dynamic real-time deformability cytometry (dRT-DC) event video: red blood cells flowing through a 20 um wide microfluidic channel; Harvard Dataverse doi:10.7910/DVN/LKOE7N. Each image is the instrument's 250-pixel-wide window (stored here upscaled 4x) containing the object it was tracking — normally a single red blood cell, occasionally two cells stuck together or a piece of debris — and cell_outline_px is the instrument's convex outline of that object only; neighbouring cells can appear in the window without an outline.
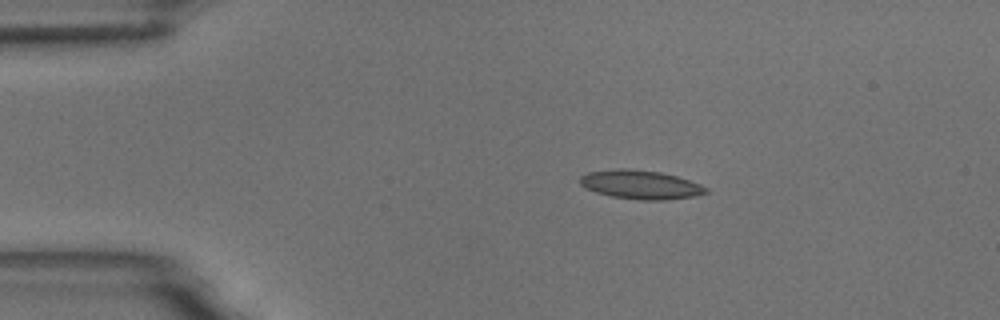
{"species": "common noctule bat (a hibernating species)", "species_latin": "Nyctalus noctula", "temperature_condition": "room temperature", "stored_images_in_passage": 6, "camera_frame_rate_fps": 3000, "um_per_image_px": 0.085, "animal": {"sex": "male", "body_mass_g": 18.8}, "frame": {"image": 1, "passage_image": 2, "time_ms": 1.0, "image_size_px": [1000, 320], "cell_outline_px": [[708, 192], [696, 196], [668, 200], [640, 200], [612, 196], [596, 192], [584, 188], [580, 184], [580, 176], [588, 172], [620, 168], [624, 168], [660, 172], [676, 176], [700, 184], [708, 188]], "centroid_in_image_um": [54.45, 15.7], "position_along_channel_um": 30.6, "area_um2": 21.15}}
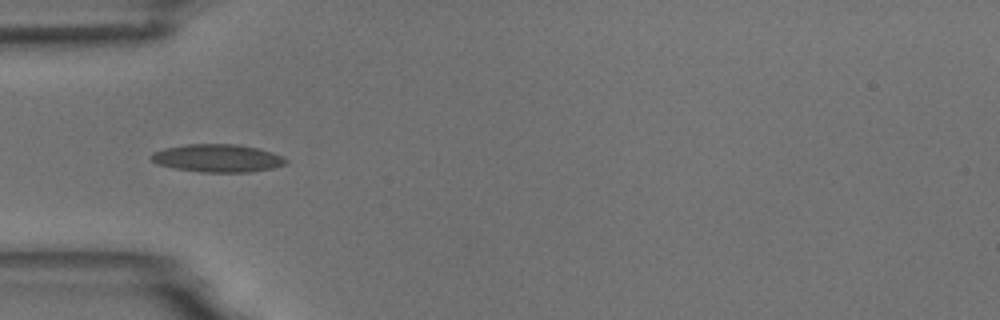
{"frame": {"image": 2, "passage_image": 4, "time_ms": 3.333, "image_size_px": [1000, 320], "cell_outline_px": [[288, 160], [284, 164], [272, 168], [252, 172], [200, 172], [176, 168], [156, 164], [148, 156], [152, 152], [164, 148], [188, 144], [236, 144], [256, 148], [272, 152], [284, 156]], "centroid_in_image_um": [18.47, 13.44], "position_along_channel_um": 66.5, "area_um2": 21.91}}
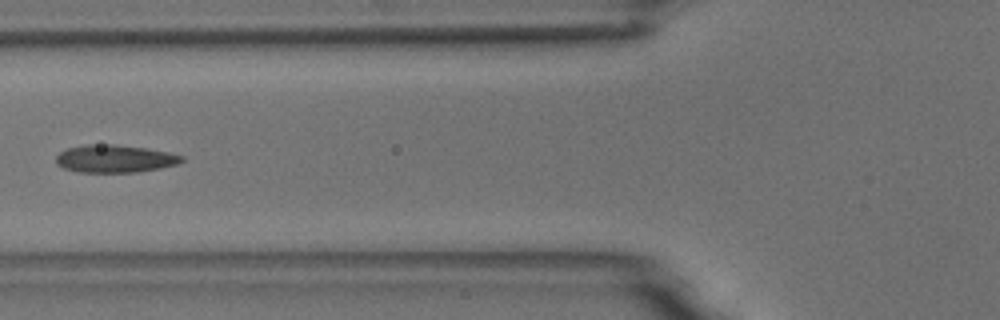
{"frame": {"image": 3, "passage_image": 5, "time_ms": 4.667, "image_size_px": [1000, 320], "cell_outline_px": [[184, 160], [180, 164], [160, 168], [136, 172], [80, 172], [64, 168], [56, 164], [56, 156], [60, 152], [68, 148], [88, 144], [112, 144], [144, 148], [168, 152], [184, 156]], "centroid_in_image_um": [9.78, 13.49], "position_along_channel_um": 116.0, "area_um2": 20.23}}